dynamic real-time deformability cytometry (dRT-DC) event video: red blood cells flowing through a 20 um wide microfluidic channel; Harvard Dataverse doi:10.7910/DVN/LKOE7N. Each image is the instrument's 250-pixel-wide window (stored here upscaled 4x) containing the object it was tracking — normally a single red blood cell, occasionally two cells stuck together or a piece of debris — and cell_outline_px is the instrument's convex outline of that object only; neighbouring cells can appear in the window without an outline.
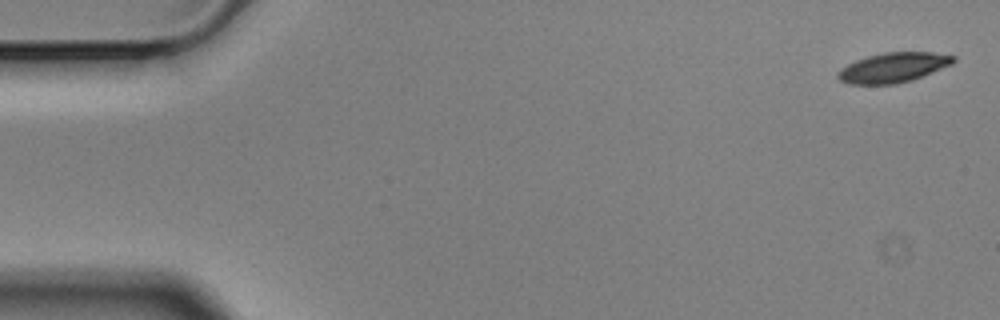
{"species": "Egyptian fruit bat (a non-hibernating species)", "species_latin": "Rousettus aegyptiacus", "temperature_condition": "cold", "stored_images_in_passage": 4, "camera_frame_rate_fps": 3000, "um_per_image_px": 0.085, "animal": {"sex": "male"}, "frame": {"image": 1, "passage_image": 1, "time_ms": 0.0, "image_size_px": [1000, 320], "cell_outline_px": [[956, 60], [952, 64], [912, 80], [896, 84], [848, 84], [840, 80], [836, 76], [836, 72], [840, 68], [856, 60], [868, 56], [884, 52], [932, 52], [956, 56]], "centroid_in_image_um": [75.91, 5.74], "position_along_channel_um": 9.1, "area_um2": 20.11}}
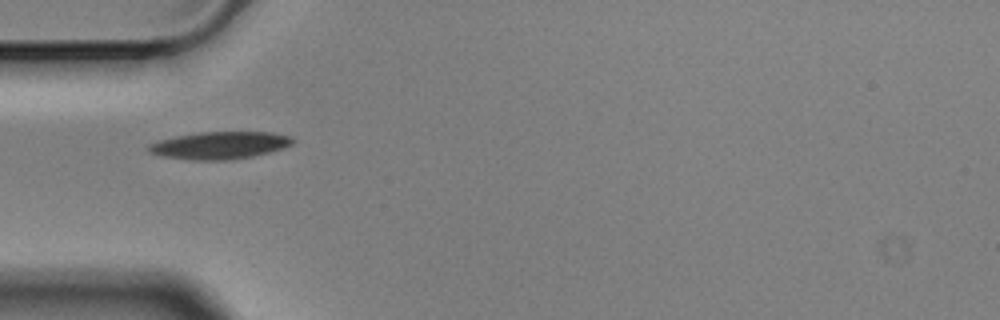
{"frame": {"image": 2, "passage_image": 4, "time_ms": 1.0, "image_size_px": [1000, 320], "cell_outline_px": [[296, 140], [292, 144], [284, 148], [252, 156], [232, 160], [192, 160], [160, 156], [148, 152], [148, 144], [156, 140], [176, 136], [200, 132], [272, 132], [292, 136]], "centroid_in_image_um": [18.67, 12.35], "position_along_channel_um": 66.3, "area_um2": 23.24}}